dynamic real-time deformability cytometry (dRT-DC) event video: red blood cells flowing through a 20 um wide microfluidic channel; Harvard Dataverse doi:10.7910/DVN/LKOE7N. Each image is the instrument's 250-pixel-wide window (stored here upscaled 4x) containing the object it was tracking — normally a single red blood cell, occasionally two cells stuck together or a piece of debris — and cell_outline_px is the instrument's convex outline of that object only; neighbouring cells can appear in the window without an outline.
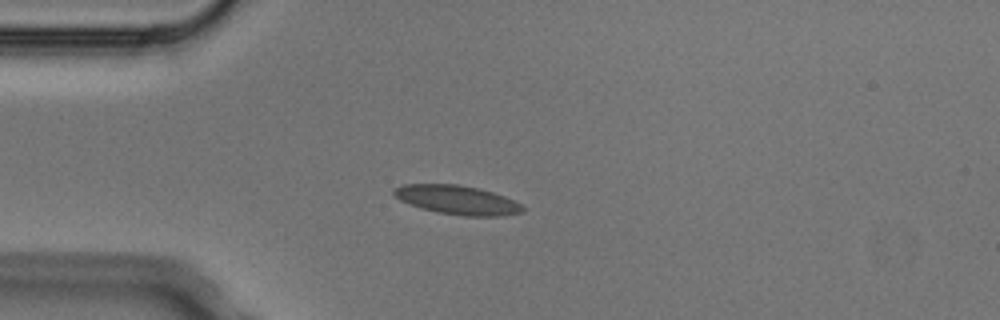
{"species": "Egyptian fruit bat (a non-hibernating species)", "species_latin": "Rousettus aegyptiacus", "temperature_condition": "cold", "stored_images_in_passage": 1, "camera_frame_rate_fps": 3000, "um_per_image_px": 0.085, "animal": {"sex": "male"}, "frame": {"image": 1, "passage_image": 1, "time_ms": 0.0, "image_size_px": [1000, 320], "cell_outline_px": [[524, 212], [504, 216], [464, 216], [436, 212], [420, 208], [408, 204], [400, 200], [392, 192], [392, 188], [404, 184], [460, 184], [480, 188], [504, 196], [520, 204], [524, 208]], "centroid_in_image_um": [38.85, 16.99], "position_along_channel_um": 46.2, "area_um2": 21.96}}